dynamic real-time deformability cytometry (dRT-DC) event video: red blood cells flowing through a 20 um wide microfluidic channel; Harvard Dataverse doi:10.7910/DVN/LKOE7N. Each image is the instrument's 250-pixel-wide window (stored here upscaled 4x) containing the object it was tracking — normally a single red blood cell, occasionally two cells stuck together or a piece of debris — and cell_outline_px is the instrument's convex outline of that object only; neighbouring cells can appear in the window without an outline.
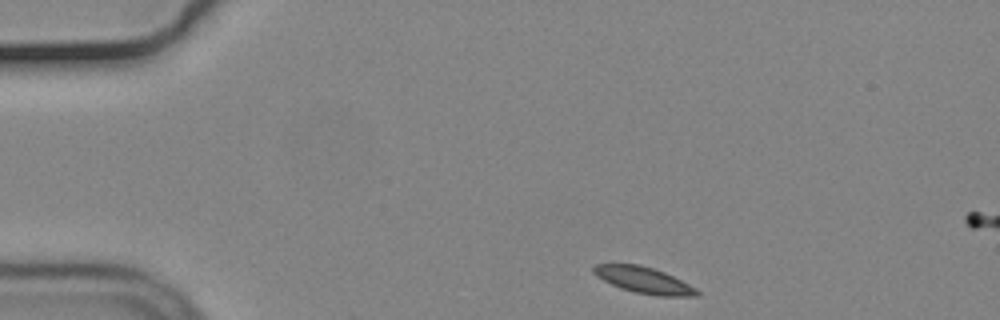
{"species": "common noctule bat (a hibernating species)", "species_latin": "Nyctalus noctula", "temperature_condition": "cold", "stored_images_in_passage": 8, "camera_frame_rate_fps": 3000, "um_per_image_px": 0.085, "animal": {"sex": "male", "body_mass_g": 19.2, "forearm_length_mm": 51.8}, "frame": {"image": 1, "passage_image": 1, "time_ms": 0.0, "image_size_px": [1000, 320], "cell_outline_px": [[700, 296], [656, 296], [636, 292], [620, 288], [596, 276], [592, 272], [592, 268], [596, 264], [640, 264], [664, 272], [696, 288], [700, 292]], "centroid_in_image_um": [54.72, 23.81], "position_along_channel_um": 30.3, "area_um2": 15.72}}